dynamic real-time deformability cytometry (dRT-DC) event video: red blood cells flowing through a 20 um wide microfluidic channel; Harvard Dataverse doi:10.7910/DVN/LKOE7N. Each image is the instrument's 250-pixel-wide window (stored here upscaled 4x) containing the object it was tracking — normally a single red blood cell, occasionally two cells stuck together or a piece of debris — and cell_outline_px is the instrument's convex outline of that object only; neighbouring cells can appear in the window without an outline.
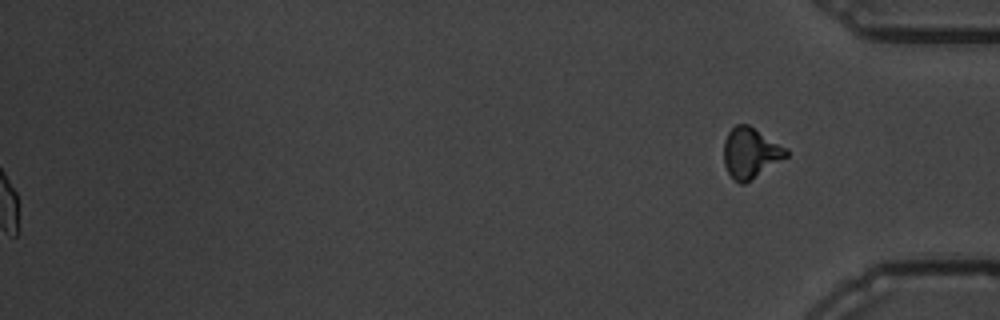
{"species": "common noctule bat (a hibernating species)", "species_latin": "Nyctalus noctula", "temperature_condition": "warm", "stored_images_in_passage": 16, "segment_of_instrument_passage": [2, 2], "camera_frame_rate_fps": 3000, "um_per_image_px": 0.085, "animal": {"sex": "male", "body_mass_g": 19.5, "forearm_length_mm": 54.6}, "frame": {"image": 1, "passage_image": 16, "time_ms": 19.667, "image_size_px": [1000, 320], "cell_outline_px": [[788, 156], [744, 184], [740, 184], [728, 172], [724, 164], [724, 140], [728, 132], [736, 124], [748, 124], [788, 148]], "centroid_in_image_um": [63.8, 12.97], "position_along_channel_um": 371.4, "area_um2": 18.26}}